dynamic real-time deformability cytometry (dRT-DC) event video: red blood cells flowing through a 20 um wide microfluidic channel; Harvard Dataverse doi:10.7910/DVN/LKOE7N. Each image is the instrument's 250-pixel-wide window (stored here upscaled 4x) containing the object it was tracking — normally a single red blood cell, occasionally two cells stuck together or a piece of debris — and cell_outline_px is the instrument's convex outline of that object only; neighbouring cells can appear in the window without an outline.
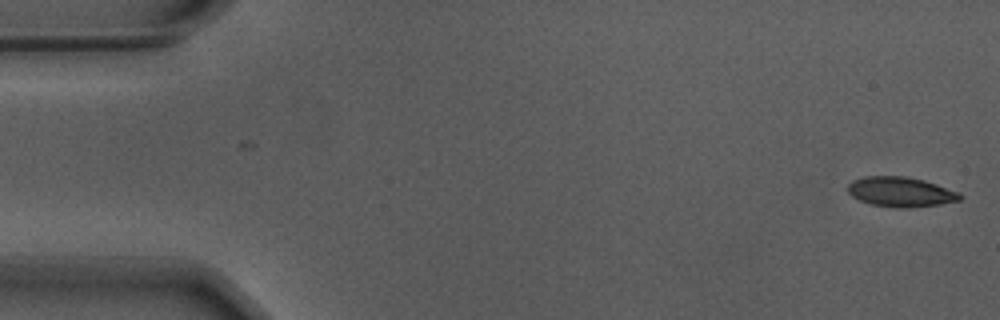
{"species": "Egyptian fruit bat (a non-hibernating species)", "species_latin": "Rousettus aegyptiacus", "temperature_condition": "warm", "stored_images_in_passage": 55, "camera_frame_rate_fps": 3000, "um_per_image_px": 0.085, "animal": {"sex": "male"}, "frame": {"image": 1, "passage_image": 1, "time_ms": 0.0, "image_size_px": [1000, 320], "cell_outline_px": [[964, 196], [960, 200], [940, 204], [904, 208], [896, 208], [872, 204], [860, 200], [852, 196], [848, 192], [848, 184], [852, 180], [864, 176], [904, 176], [924, 180], [960, 192]], "centroid_in_image_um": [76.57, 16.3], "position_along_channel_um": 8.4, "area_um2": 19.54}}
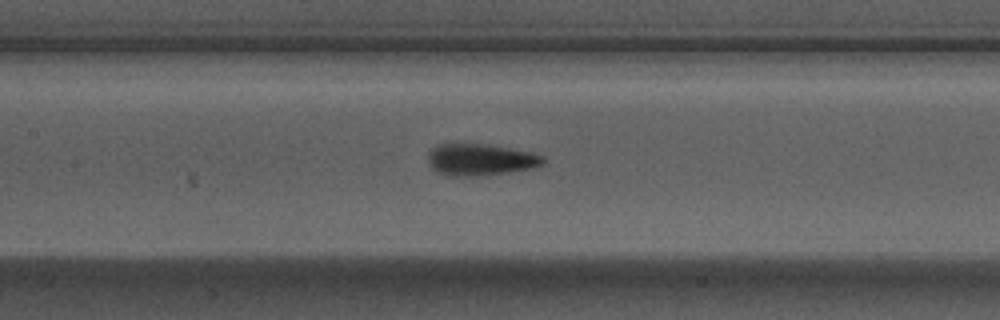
{"frame": {"image": 2, "passage_image": 25, "time_ms": 8.0, "image_size_px": [1000, 320], "cell_outline_px": [[544, 164], [532, 168], [476, 176], [448, 176], [436, 172], [432, 168], [428, 160], [428, 152], [436, 144], [484, 144], [532, 152], [544, 156]], "centroid_in_image_um": [40.8, 13.57], "position_along_channel_um": 166.6, "area_um2": 21.15}}
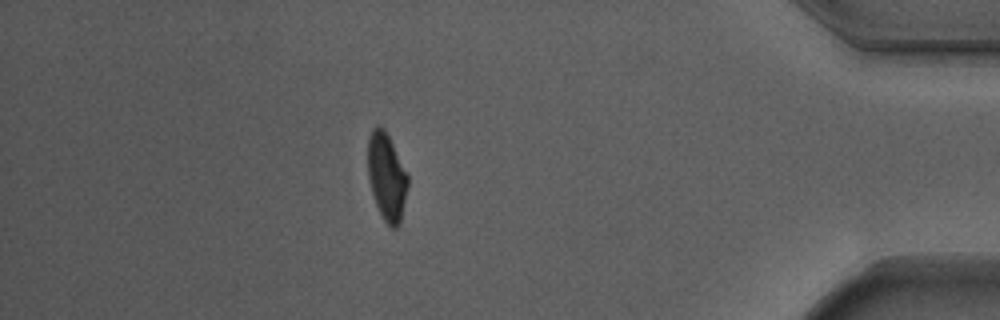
{"frame": {"image": 3, "passage_image": 48, "time_ms": 15.667, "image_size_px": [1000, 320], "cell_outline_px": [[408, 184], [400, 224], [396, 228], [392, 228], [384, 220], [376, 204], [372, 192], [368, 176], [368, 140], [372, 128], [384, 128], [408, 176]], "centroid_in_image_um": [32.86, 15.06], "position_along_channel_um": 402.3, "area_um2": 19.83}, "authors_computed_cell_mechanics": {"area_um2": 20.23, "velocity_mm_per_s": 3.7016, "shape_relaxation_time_tau1_ms": 2.7893, "shape_relaxation_time_tau2_ms": 1.6558, "deformation_change_tau1": 0.1697, "deformation_change_tau2": 0.0911}}